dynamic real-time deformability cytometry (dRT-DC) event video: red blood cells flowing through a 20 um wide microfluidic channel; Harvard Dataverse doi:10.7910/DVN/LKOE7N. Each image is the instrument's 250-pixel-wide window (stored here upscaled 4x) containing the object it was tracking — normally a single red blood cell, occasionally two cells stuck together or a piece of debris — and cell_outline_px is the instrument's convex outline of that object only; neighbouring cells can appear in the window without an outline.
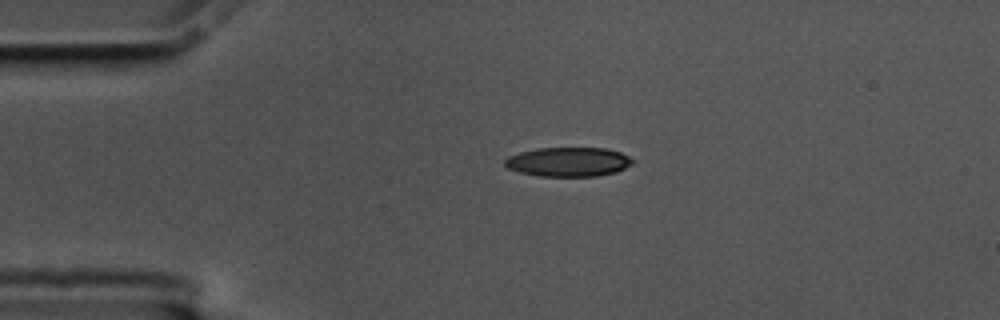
{"species": "common noctule bat (a hibernating species)", "species_latin": "Nyctalus noctula", "temperature_condition": "cold", "stored_images_in_passage": 26, "camera_frame_rate_fps": 3000, "um_per_image_px": 0.085, "animal": {"sex": "male", "body_mass_g": 17.5, "forearm_length_mm": 52.3}, "frame": {"image": 1, "passage_image": 1, "time_ms": 0.0, "image_size_px": [1000, 320], "cell_outline_px": [[636, 160], [632, 164], [616, 172], [596, 176], [540, 176], [520, 172], [508, 168], [504, 164], [504, 160], [508, 156], [520, 152], [540, 148], [608, 148], [620, 152]], "centroid_in_image_um": [48.33, 13.75], "position_along_channel_um": 36.7, "area_um2": 21.79}}
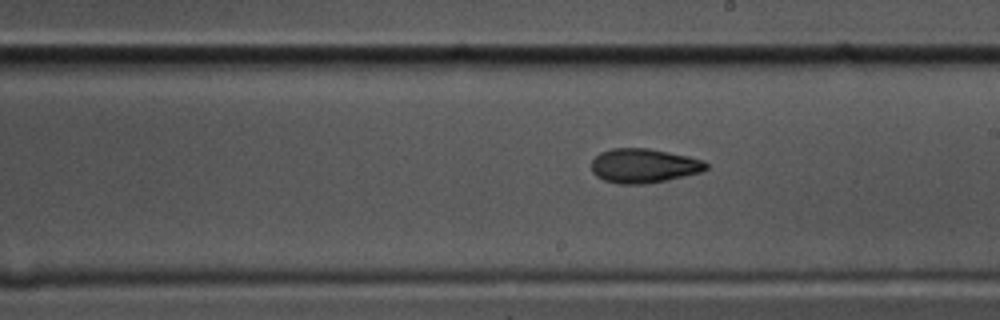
{"frame": {"image": 2, "passage_image": 21, "time_ms": 6.667, "image_size_px": [1000, 320], "cell_outline_px": [[708, 168], [700, 172], [648, 184], [620, 184], [604, 180], [596, 176], [592, 172], [592, 160], [600, 152], [612, 148], [648, 148], [688, 156], [704, 160], [708, 164]], "centroid_in_image_um": [54.71, 14.08], "position_along_channel_um": 234.3, "area_um2": 22.89}}
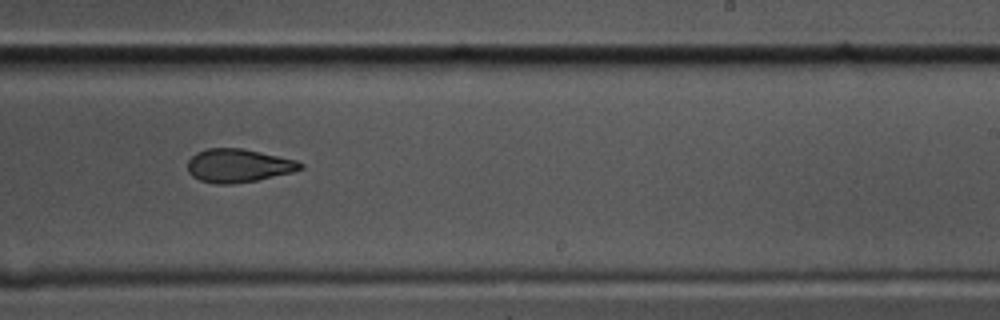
{"frame": {"image": 3, "passage_image": 24, "time_ms": 7.667, "image_size_px": [1000, 320], "cell_outline_px": [[304, 168], [292, 172], [256, 180], [232, 184], [216, 184], [200, 180], [192, 176], [188, 172], [188, 160], [196, 152], [208, 148], [244, 148], [296, 160], [304, 164]], "centroid_in_image_um": [20.25, 14.07], "position_along_channel_um": 268.7, "area_um2": 21.96}}